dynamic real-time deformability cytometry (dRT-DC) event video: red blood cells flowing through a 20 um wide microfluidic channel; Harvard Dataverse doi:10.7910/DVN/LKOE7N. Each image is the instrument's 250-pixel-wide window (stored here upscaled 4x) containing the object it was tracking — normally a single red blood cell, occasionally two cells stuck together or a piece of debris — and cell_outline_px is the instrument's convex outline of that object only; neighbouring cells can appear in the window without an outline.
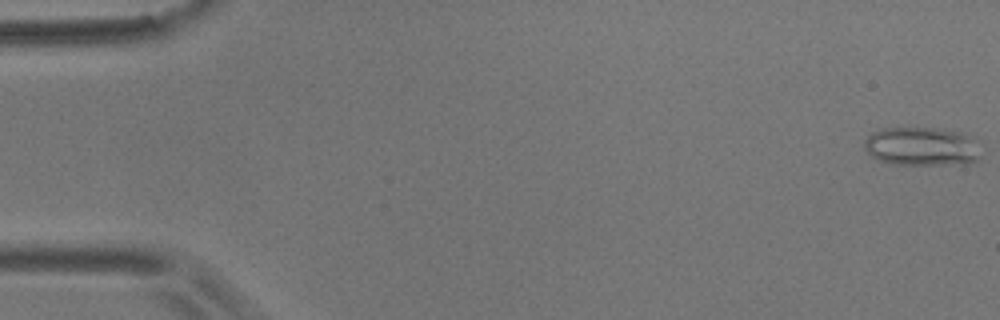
{"species": "common noctule bat (a hibernating species)", "species_latin": "Nyctalus noctula", "temperature_condition": "room temperature", "stored_images_in_passage": 8, "camera_frame_rate_fps": 3000, "um_per_image_px": 0.085, "animal": {"sex": "male", "body_mass_g": 17.9}, "frame": {"image": 1, "passage_image": 1, "time_ms": 0.0, "image_size_px": [1000, 320], "cell_outline_px": [[976, 160], [968, 164], [892, 164], [880, 160], [872, 156], [864, 148], [864, 140], [872, 132], [880, 128], [932, 128], [960, 132], [972, 140], [976, 156]], "centroid_in_image_um": [78.22, 12.45], "position_along_channel_um": 6.8, "area_um2": 25.55}}
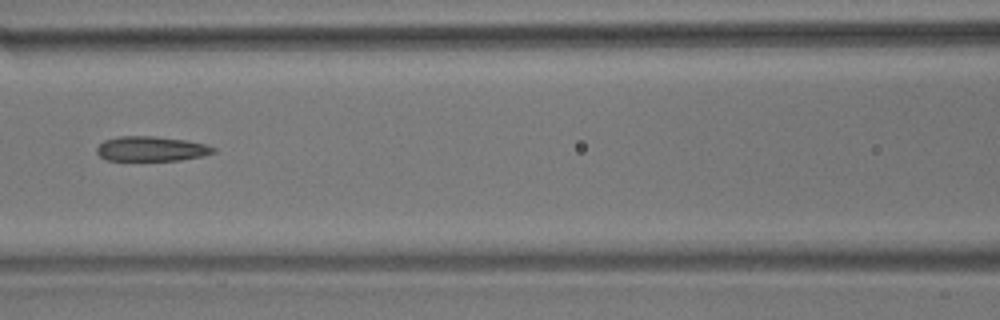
{"frame": {"image": 2, "passage_image": 8, "time_ms": 2.333, "image_size_px": [1000, 320], "cell_outline_px": [[216, 152], [204, 156], [180, 160], [108, 160], [100, 156], [96, 152], [96, 148], [104, 140], [120, 136], [152, 136], [184, 140], [204, 144], [216, 148]], "centroid_in_image_um": [12.86, 12.65], "position_along_channel_um": 153.7, "area_um2": 16.76}}